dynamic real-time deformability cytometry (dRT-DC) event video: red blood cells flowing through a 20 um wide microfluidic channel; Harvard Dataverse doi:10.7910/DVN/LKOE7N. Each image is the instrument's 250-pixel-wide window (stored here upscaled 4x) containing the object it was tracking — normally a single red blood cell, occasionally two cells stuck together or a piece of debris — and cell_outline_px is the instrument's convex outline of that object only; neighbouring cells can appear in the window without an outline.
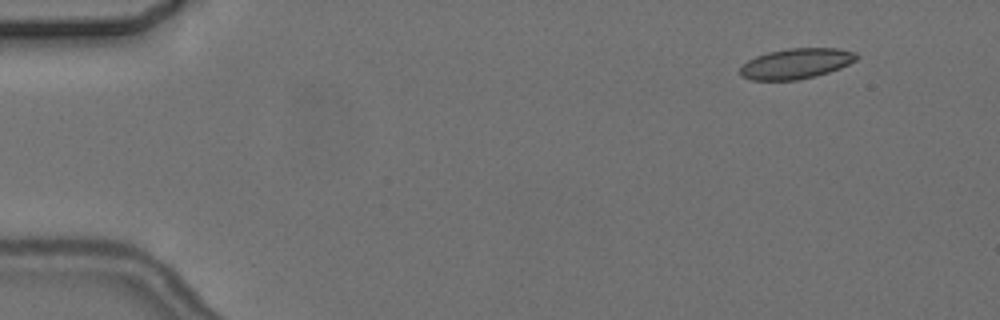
{"species": "common noctule bat (a hibernating species)", "species_latin": "Nyctalus noctula", "temperature_condition": "cold", "stored_images_in_passage": 6, "camera_frame_rate_fps": 3000, "um_per_image_px": 0.085, "animal": {"sex": "female", "body_mass_g": 24.6, "forearm_length_mm": 56.2}, "frame": {"image": 1, "passage_image": 2, "time_ms": 1.333, "image_size_px": [1000, 320], "cell_outline_px": [[860, 56], [856, 60], [840, 68], [828, 72], [796, 80], [752, 80], [740, 76], [740, 68], [748, 60], [756, 56], [768, 52], [788, 48], [836, 48], [856, 52]], "centroid_in_image_um": [67.67, 5.39], "position_along_channel_um": 17.3, "area_um2": 20.52}}
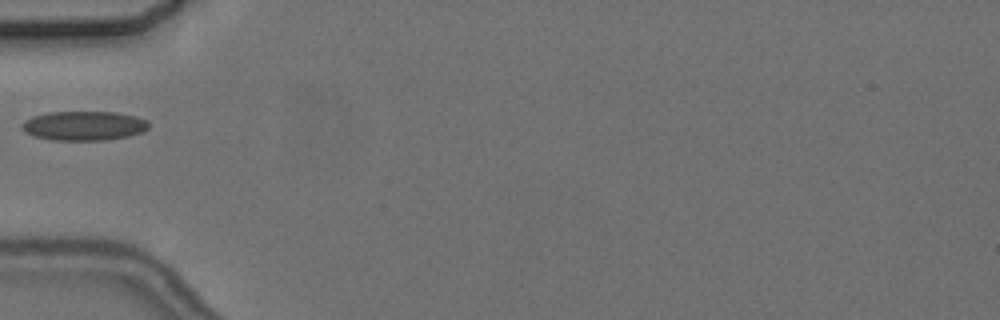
{"frame": {"image": 2, "passage_image": 6, "time_ms": 6.0, "image_size_px": [1000, 320], "cell_outline_px": [[148, 128], [140, 132], [128, 136], [104, 140], [52, 140], [36, 136], [24, 132], [20, 124], [24, 120], [32, 116], [48, 112], [116, 112], [136, 116], [148, 120]], "centroid_in_image_um": [7.1, 10.68], "position_along_channel_um": 77.9, "area_um2": 21.68}}